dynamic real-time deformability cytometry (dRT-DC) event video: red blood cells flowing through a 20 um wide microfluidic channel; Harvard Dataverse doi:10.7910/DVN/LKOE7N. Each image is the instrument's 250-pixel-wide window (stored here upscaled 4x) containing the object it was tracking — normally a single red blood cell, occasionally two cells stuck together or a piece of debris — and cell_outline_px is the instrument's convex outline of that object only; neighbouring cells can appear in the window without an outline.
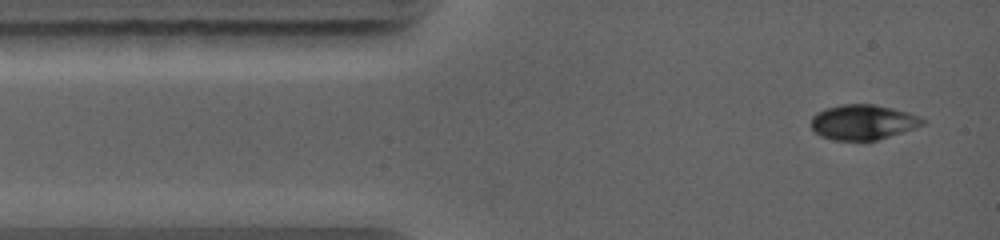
{"species": "common noctule bat (a hibernating species)", "species_latin": "Nyctalus noctula", "temperature_condition": "warm", "stored_images_in_passage": 3, "camera_frame_rate_fps": 5000, "um_per_image_px": 0.085, "animal": {"sex": "female", "body_mass_g": 19.0, "forearm_length_mm": 56.7}, "frame": {"image": 1, "passage_image": 1, "time_ms": 0.0, "image_size_px": [1000, 240], "cell_outline_px": [[928, 120], [924, 124], [876, 140], [832, 140], [820, 136], [812, 128], [812, 116], [816, 112], [824, 108], [844, 104], [872, 104], [892, 108], [908, 112], [920, 116]], "centroid_in_image_um": [73.33, 10.37], "position_along_channel_um": 11.7, "area_um2": 22.66}}
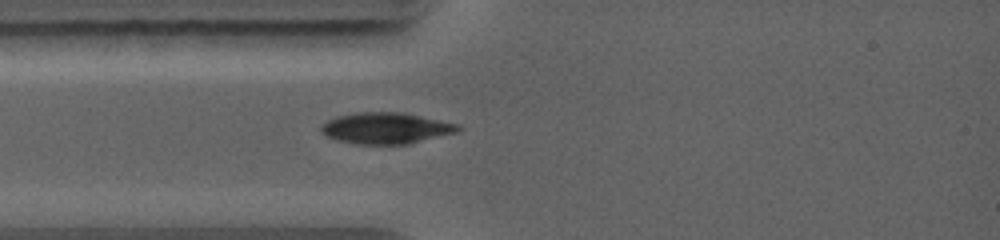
{"frame": {"image": 2, "passage_image": 3, "time_ms": 2.0, "image_size_px": [1000, 240], "cell_outline_px": [[464, 128], [456, 132], [408, 144], [356, 144], [336, 140], [324, 136], [320, 132], [320, 124], [336, 116], [360, 112], [404, 112], [460, 124]], "centroid_in_image_um": [32.78, 10.89], "position_along_channel_um": 52.2, "area_um2": 25.2}}